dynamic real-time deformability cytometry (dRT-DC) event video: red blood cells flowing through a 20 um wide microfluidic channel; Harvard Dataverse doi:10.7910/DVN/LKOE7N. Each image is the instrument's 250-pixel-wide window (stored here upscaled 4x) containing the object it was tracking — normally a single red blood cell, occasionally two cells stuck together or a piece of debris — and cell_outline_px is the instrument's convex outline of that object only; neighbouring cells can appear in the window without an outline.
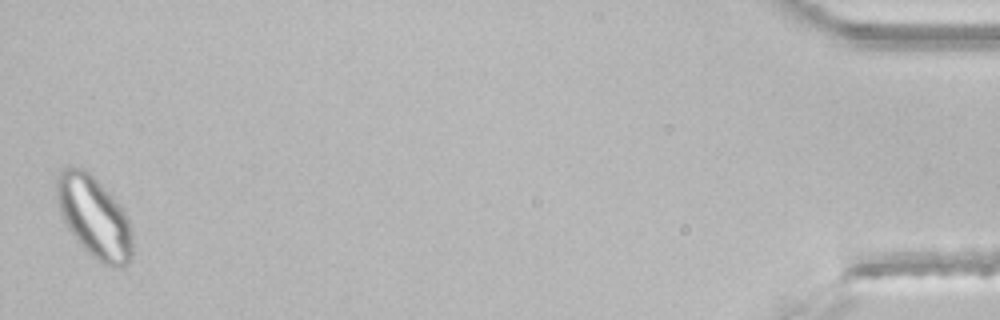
{"species": "common noctule bat (a hibernating species)", "species_latin": "Nyctalus noctula", "temperature_condition": "room temperature", "stored_images_in_passage": 47, "segment_of_instrument_passage": [2, 2], "camera_frame_rate_fps": 3000, "um_per_image_px": 0.085, "animal": {"sex": "male", "body_mass_g": 21.5, "forearm_length_mm": 52.0}, "frame": {"image": 1, "passage_image": 47, "time_ms": 15.333, "image_size_px": [1000, 320], "cell_outline_px": [[132, 260], [124, 268], [112, 268], [96, 260], [76, 240], [68, 228], [60, 212], [56, 196], [56, 180], [60, 172], [68, 164], [84, 168], [112, 196], [128, 216], [132, 232]], "centroid_in_image_um": [8.02, 18.48], "position_along_channel_um": 427.2, "area_um2": 36.18}}